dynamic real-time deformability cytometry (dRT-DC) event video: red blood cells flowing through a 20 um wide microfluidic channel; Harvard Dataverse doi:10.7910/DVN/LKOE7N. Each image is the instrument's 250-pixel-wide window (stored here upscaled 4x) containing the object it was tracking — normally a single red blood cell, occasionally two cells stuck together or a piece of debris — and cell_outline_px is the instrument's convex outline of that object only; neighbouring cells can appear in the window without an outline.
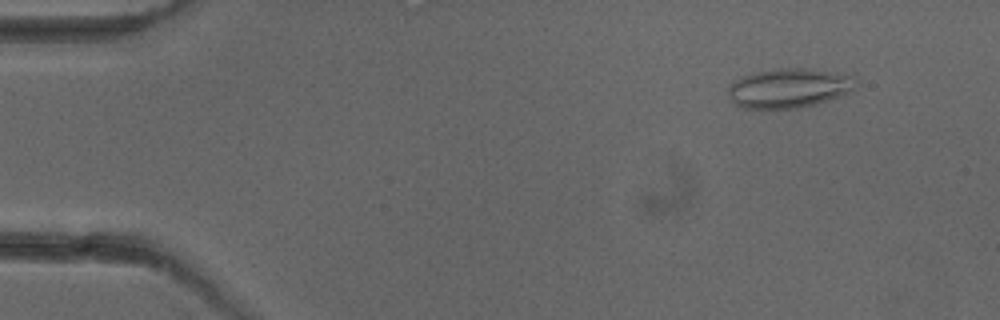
{"species": "common noctule bat (a hibernating species)", "species_latin": "Nyctalus noctula", "temperature_condition": "cold", "stored_images_in_passage": 4, "camera_frame_rate_fps": 3000, "um_per_image_px": 0.085, "animal": {"sex": "female"}, "frame": {"image": 1, "passage_image": 2, "time_ms": 1.333, "image_size_px": [1000, 320], "cell_outline_px": [[856, 88], [848, 92], [828, 100], [816, 104], [796, 108], [744, 108], [728, 100], [728, 84], [744, 76], [756, 72], [776, 68], [808, 68], [852, 72], [856, 80]], "centroid_in_image_um": [67.12, 7.46], "position_along_channel_um": 17.9, "area_um2": 29.88}}